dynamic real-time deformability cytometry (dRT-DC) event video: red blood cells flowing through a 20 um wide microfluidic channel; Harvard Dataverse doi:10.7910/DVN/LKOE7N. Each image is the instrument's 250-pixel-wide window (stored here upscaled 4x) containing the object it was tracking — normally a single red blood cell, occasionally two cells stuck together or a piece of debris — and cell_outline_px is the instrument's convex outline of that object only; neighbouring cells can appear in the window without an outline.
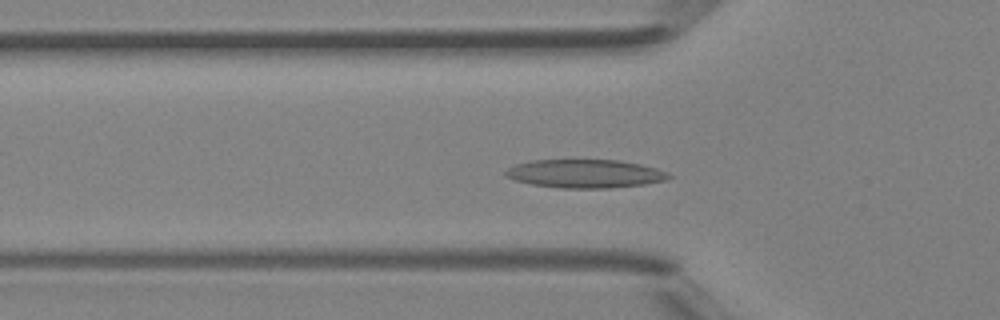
{"species": "Egyptian fruit bat (a non-hibernating species)", "species_latin": "Rousettus aegyptiacus", "temperature_condition": "room temperature", "stored_images_in_passage": 46, "camera_frame_rate_fps": 3000, "um_per_image_px": 0.085, "animal": {"sex": "female"}, "frame": {"image": 1, "passage_image": 13, "time_ms": 4.0, "image_size_px": [1000, 320], "cell_outline_px": [[672, 176], [664, 180], [644, 184], [608, 188], [560, 188], [532, 184], [516, 180], [504, 176], [504, 172], [508, 168], [516, 164], [532, 160], [620, 160], [640, 164], [656, 168], [668, 172]], "centroid_in_image_um": [49.72, 14.76], "position_along_channel_um": 76.1, "area_um2": 26.93}}
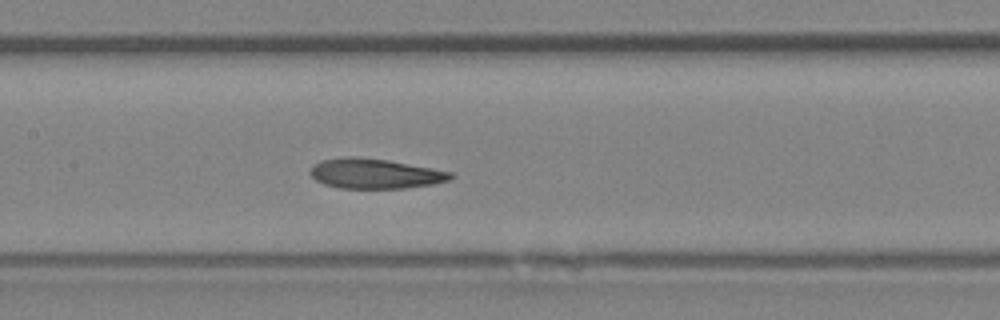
{"frame": {"image": 2, "passage_image": 20, "time_ms": 6.333, "image_size_px": [1000, 320], "cell_outline_px": [[452, 176], [448, 180], [432, 184], [404, 188], [340, 188], [324, 184], [316, 180], [308, 172], [312, 164], [320, 160], [348, 156], [352, 156], [388, 160], [432, 168], [452, 172]], "centroid_in_image_um": [31.81, 14.75], "position_along_channel_um": 175.6, "area_um2": 24.45}}
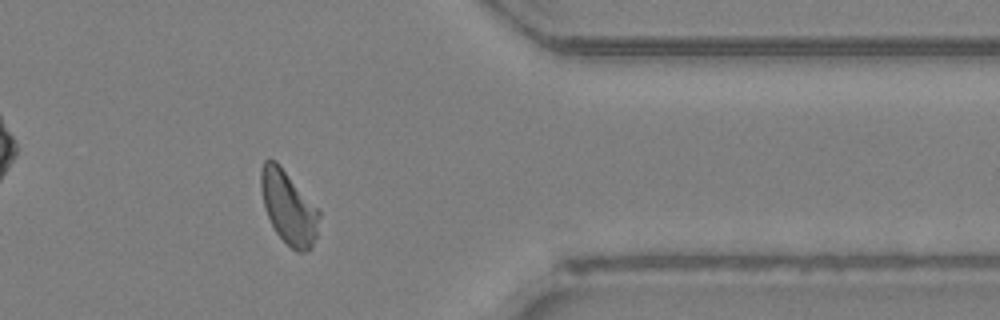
{"frame": {"image": 3, "passage_image": 36, "time_ms": 11.667, "image_size_px": [1000, 320], "cell_outline_px": [[320, 216], [316, 236], [312, 248], [304, 252], [296, 252], [276, 232], [268, 216], [264, 204], [260, 188], [260, 168], [264, 160], [268, 156], [276, 160], [280, 164], [320, 208]], "centroid_in_image_um": [24.54, 17.56], "position_along_channel_um": 386.9, "area_um2": 25.32}}